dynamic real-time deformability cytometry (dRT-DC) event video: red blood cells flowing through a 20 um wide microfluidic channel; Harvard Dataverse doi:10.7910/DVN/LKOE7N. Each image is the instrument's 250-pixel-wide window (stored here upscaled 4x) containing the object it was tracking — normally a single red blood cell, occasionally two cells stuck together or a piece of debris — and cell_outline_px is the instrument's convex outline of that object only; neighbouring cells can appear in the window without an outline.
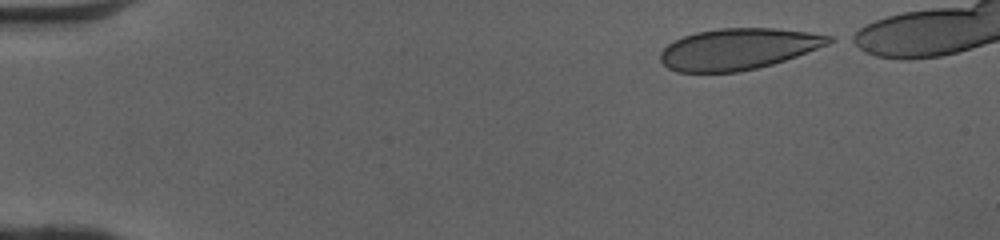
{"species": "human", "species_latin": "Homo sapiens", "temperature_condition": "cold", "stored_images_in_passage": 42, "camera_frame_rate_fps": 3000, "um_per_image_px": 0.085, "donor": {"sex": "female"}, "frame": {"image": 1, "passage_image": 1, "time_ms": 0.0, "image_size_px": [1000, 240], "cell_outline_px": [[836, 40], [828, 44], [796, 56], [772, 64], [756, 68], [736, 72], [676, 72], [668, 68], [660, 60], [660, 52], [668, 44], [684, 36], [696, 32], [720, 28], [772, 28], [808, 32], [832, 36]], "centroid_in_image_um": [62.73, 4.16], "position_along_channel_um": 22.3, "area_um2": 40.23}}
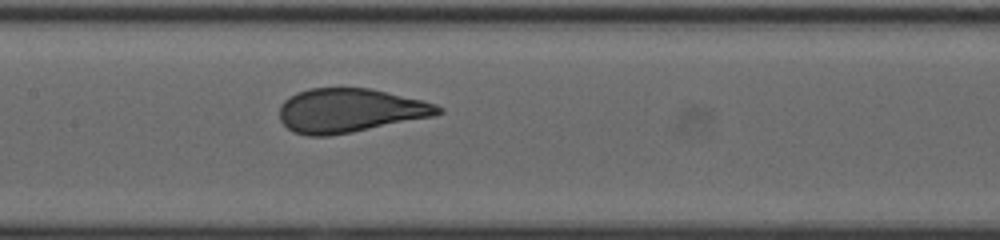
{"frame": {"image": 2, "passage_image": 20, "time_ms": 6.333, "image_size_px": [1000, 240], "cell_outline_px": [[444, 112], [436, 116], [352, 132], [328, 136], [308, 136], [292, 132], [280, 120], [280, 104], [284, 100], [296, 92], [308, 88], [368, 88], [420, 100], [436, 104], [444, 108]], "centroid_in_image_um": [29.73, 9.4], "position_along_channel_um": 177.7, "area_um2": 40.69}}
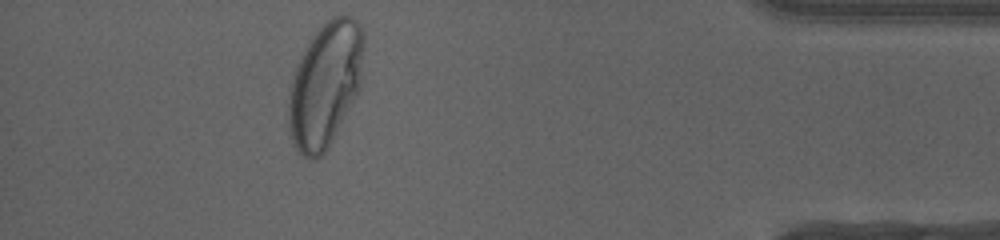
{"frame": {"image": 3, "passage_image": 40, "time_ms": 13.0, "image_size_px": [1000, 240], "cell_outline_px": [[364, 48], [360, 88], [328, 148], [316, 160], [312, 160], [304, 156], [292, 144], [288, 136], [288, 92], [292, 76], [304, 48], [312, 36], [332, 16], [352, 16], [356, 20], [364, 36]], "centroid_in_image_um": [27.62, 7.22], "position_along_channel_um": 407.6, "area_um2": 54.97}, "authors_computed_cell_mechanics": {"area_um2": 41.4426, "velocity_mm_per_s": 4.0868, "shape_relaxation_time_tau1_ms": 4.1897, "shape_relaxation_time_tau2_ms": null, "deformation_change_tau1": 0.185, "deformation_change_tau2": null}}